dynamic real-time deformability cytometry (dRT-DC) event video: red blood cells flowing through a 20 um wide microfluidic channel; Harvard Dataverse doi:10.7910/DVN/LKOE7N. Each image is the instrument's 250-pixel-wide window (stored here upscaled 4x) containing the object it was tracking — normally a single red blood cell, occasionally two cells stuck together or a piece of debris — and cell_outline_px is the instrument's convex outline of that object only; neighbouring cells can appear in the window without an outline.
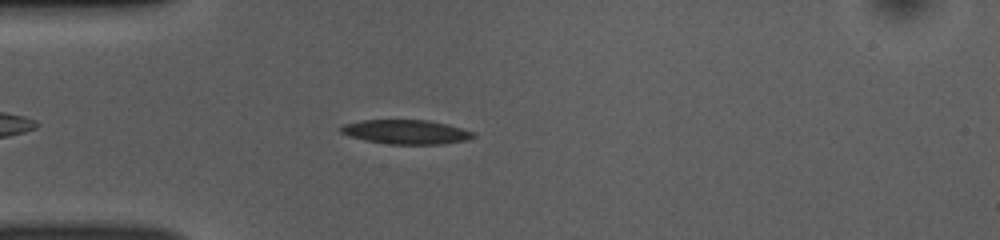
{"species": "common noctule bat (a hibernating species)", "species_latin": "Nyctalus noctula", "temperature_condition": "room temperature", "stored_images_in_passage": 45, "camera_frame_rate_fps": 3000, "um_per_image_px": 0.085, "animal": {"sex": "female", "body_mass_g": 10.0, "forearm_length_mm": 53.1}, "frame": {"image": 1, "passage_image": 7, "time_ms": 2.0, "image_size_px": [1000, 240], "cell_outline_px": [[476, 136], [468, 140], [440, 144], [388, 144], [364, 140], [340, 132], [340, 128], [344, 124], [360, 120], [428, 120], [448, 124], [476, 132]], "centroid_in_image_um": [34.56, 11.21], "position_along_channel_um": 50.4, "area_um2": 18.79}}
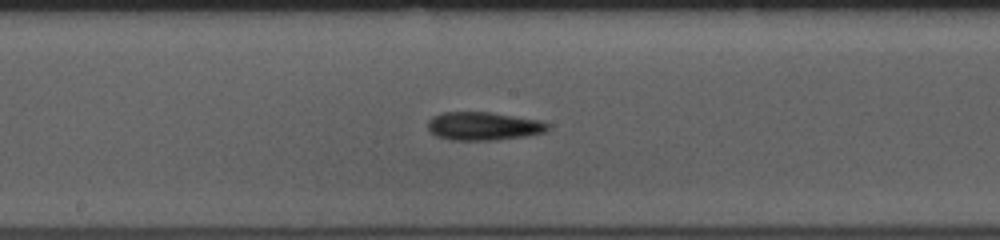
{"frame": {"image": 2, "passage_image": 20, "time_ms": 6.333, "image_size_px": [1000, 240], "cell_outline_px": [[548, 128], [544, 132], [524, 136], [496, 140], [452, 140], [436, 136], [428, 128], [428, 120], [432, 116], [440, 112], [492, 112], [540, 120], [548, 124]], "centroid_in_image_um": [41.06, 10.71], "position_along_channel_um": 207.1, "area_um2": 19.77}}
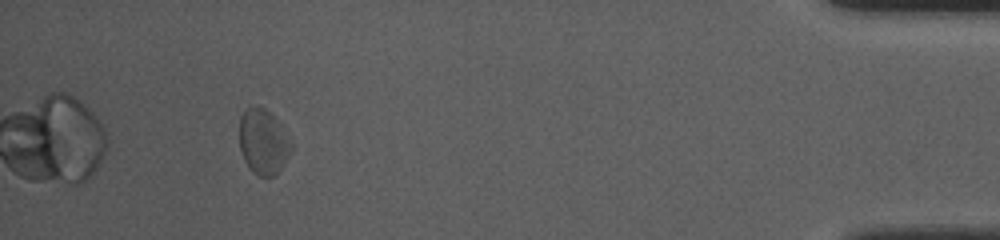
{"frame": {"image": 3, "passage_image": 41, "time_ms": 13.333, "image_size_px": [1000, 240], "cell_outline_px": [[292, 152], [280, 168], [272, 176], [256, 176], [252, 172], [244, 160], [240, 148], [240, 116], [252, 104], [256, 104], [264, 108], [272, 116], [292, 144]], "centroid_in_image_um": [22.34, 12.06], "position_along_channel_um": 412.9, "area_um2": 19.31}, "authors_computed_cell_mechanics": {"area_um2": 19.3052, "velocity_mm_per_s": 3.8284, "shape_relaxation_time_tau1_ms": 3.25, "shape_relaxation_time_tau2_ms": null, "deformation_change_tau1": 0.0816, "deformation_change_tau2": null}}